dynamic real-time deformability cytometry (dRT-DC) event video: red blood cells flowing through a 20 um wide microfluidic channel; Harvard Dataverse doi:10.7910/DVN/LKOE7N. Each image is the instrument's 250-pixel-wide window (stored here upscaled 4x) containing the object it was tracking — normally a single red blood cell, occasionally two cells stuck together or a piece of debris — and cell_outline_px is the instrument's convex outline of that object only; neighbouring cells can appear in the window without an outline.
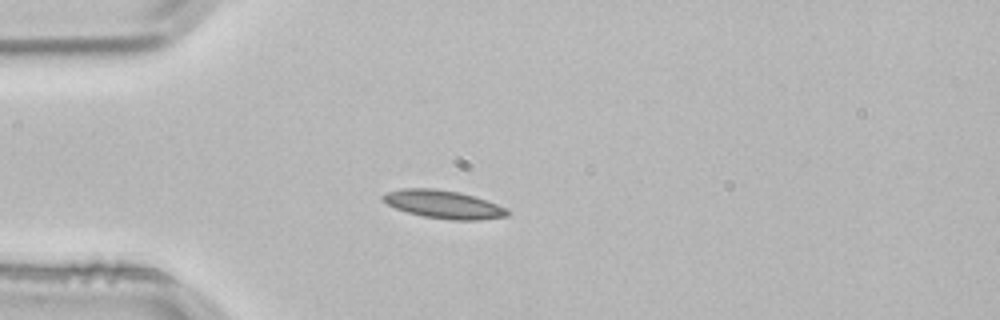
{"species": "common noctule bat (a hibernating species)", "species_latin": "Nyctalus noctula", "temperature_condition": "room temperature", "stored_images_in_passage": 3, "camera_frame_rate_fps": 3000, "um_per_image_px": 0.085, "animal": {"sex": "male", "body_mass_g": 21.5, "forearm_length_mm": 52.0}, "frame": {"image": 1, "passage_image": 3, "time_ms": 0.667, "image_size_px": [1000, 320], "cell_outline_px": [[508, 216], [480, 220], [452, 220], [424, 216], [408, 212], [396, 208], [380, 200], [380, 196], [384, 192], [404, 188], [436, 188], [460, 192], [476, 196], [508, 208]], "centroid_in_image_um": [37.69, 17.35], "position_along_channel_um": 47.3, "area_um2": 20.63}}